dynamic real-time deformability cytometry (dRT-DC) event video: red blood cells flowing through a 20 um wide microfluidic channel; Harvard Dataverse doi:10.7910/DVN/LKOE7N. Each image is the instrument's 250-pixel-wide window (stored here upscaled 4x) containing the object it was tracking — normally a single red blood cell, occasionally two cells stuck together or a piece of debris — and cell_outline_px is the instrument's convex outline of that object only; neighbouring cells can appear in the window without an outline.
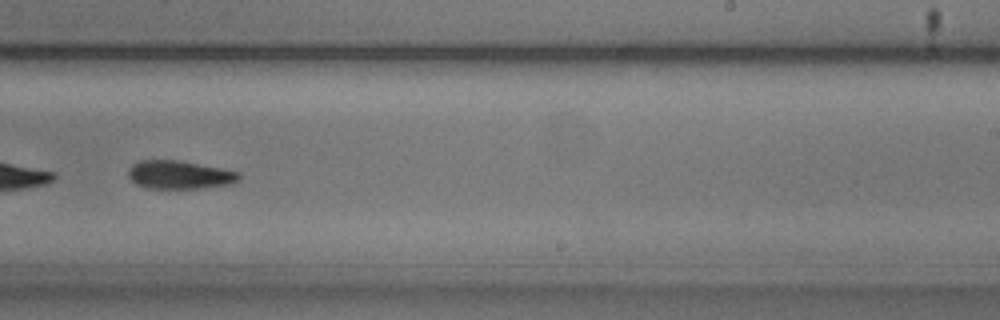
{"species": "common noctule bat (a hibernating species)", "species_latin": "Nyctalus noctula", "temperature_condition": "cold", "stored_images_in_passage": 40, "camera_frame_rate_fps": 3000, "um_per_image_px": 0.085, "animal": {"sex": "male", "body_mass_g": 20.5, "forearm_length_mm": 52.5}, "frame": {"image": 1, "passage_image": 34, "time_ms": 11.0, "image_size_px": [1000, 320], "cell_outline_px": [[240, 180], [232, 184], [200, 188], [148, 188], [136, 184], [128, 176], [128, 168], [132, 164], [140, 160], [180, 160], [240, 172]], "centroid_in_image_um": [15.26, 14.85], "position_along_channel_um": 273.7, "area_um2": 18.32}}